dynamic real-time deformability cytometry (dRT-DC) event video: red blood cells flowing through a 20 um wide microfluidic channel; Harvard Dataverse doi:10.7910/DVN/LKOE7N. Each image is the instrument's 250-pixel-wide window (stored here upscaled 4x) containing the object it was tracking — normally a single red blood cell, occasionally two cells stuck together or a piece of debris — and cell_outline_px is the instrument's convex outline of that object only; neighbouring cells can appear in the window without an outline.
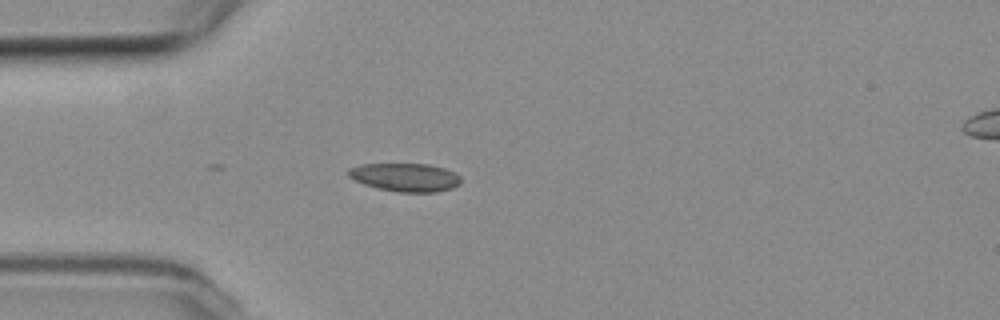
{"species": "common noctule bat (a hibernating species)", "species_latin": "Nyctalus noctula", "temperature_condition": "room temperature", "stored_images_in_passage": 10, "camera_frame_rate_fps": 3000, "um_per_image_px": 0.085, "animal": {"sex": "female", "body_mass_g": 19.3, "forearm_length_mm": 54.1}, "frame": {"image": 1, "passage_image": 1, "time_ms": 0.0, "image_size_px": [1000, 320], "cell_outline_px": [[460, 184], [452, 188], [436, 192], [396, 192], [376, 188], [364, 184], [348, 176], [348, 168], [364, 164], [428, 164], [444, 168], [456, 172], [460, 176]], "centroid_in_image_um": [34.47, 15.07], "position_along_channel_um": 50.5, "area_um2": 18.61}}
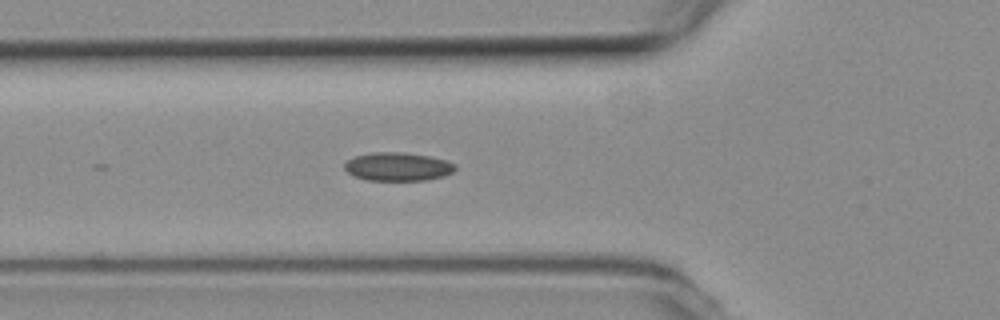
{"frame": {"image": 2, "passage_image": 5, "time_ms": 1.333, "image_size_px": [1000, 320], "cell_outline_px": [[456, 168], [452, 172], [444, 176], [428, 180], [368, 180], [356, 176], [348, 172], [344, 168], [344, 164], [352, 156], [372, 152], [404, 152], [428, 156], [448, 160], [456, 164]], "centroid_in_image_um": [33.83, 14.15], "position_along_channel_um": 92.0, "area_um2": 18.44}}
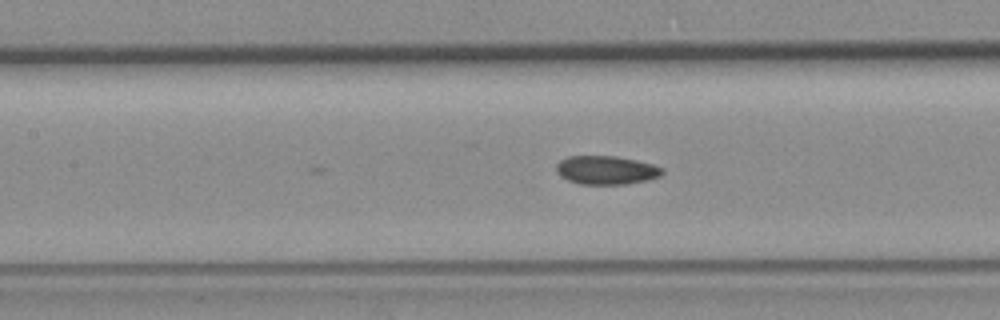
{"frame": {"image": 3, "passage_image": 10, "time_ms": 3.0, "image_size_px": [1000, 320], "cell_outline_px": [[664, 172], [660, 176], [648, 180], [628, 184], [580, 184], [568, 180], [560, 176], [556, 172], [556, 164], [560, 160], [568, 156], [616, 156], [636, 160], [652, 164], [664, 168]], "centroid_in_image_um": [51.53, 14.46], "position_along_channel_um": 155.9, "area_um2": 17.8}}